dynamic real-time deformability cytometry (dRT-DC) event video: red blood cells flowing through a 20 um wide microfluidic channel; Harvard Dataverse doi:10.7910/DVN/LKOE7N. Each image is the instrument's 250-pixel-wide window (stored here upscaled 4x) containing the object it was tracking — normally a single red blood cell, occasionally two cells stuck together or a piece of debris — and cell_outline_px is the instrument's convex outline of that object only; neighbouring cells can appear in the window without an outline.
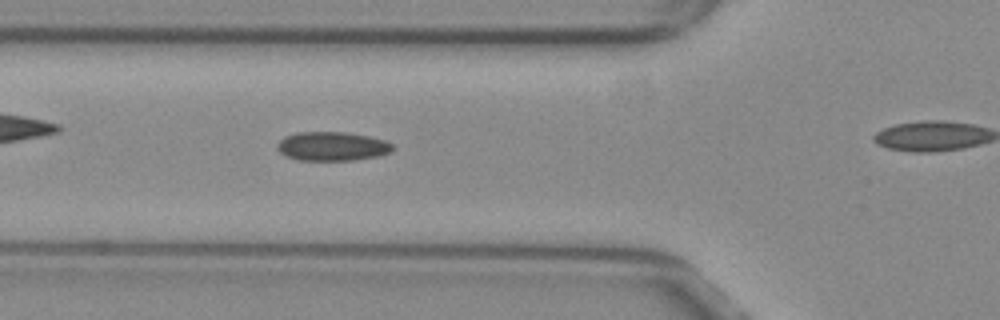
{"species": "common noctule bat (a hibernating species)", "species_latin": "Nyctalus noctula", "temperature_condition": "warm", "stored_images_in_passage": 25, "camera_frame_rate_fps": 3000, "um_per_image_px": 0.085, "animal": {"sex": "female", "body_mass_g": 29.2, "forearm_length_mm": 56.3}, "frame": {"image": 1, "passage_image": 8, "time_ms": 2.333, "image_size_px": [1000, 320], "cell_outline_px": [[392, 152], [380, 156], [356, 160], [296, 160], [284, 156], [276, 148], [276, 144], [284, 136], [296, 132], [344, 132], [368, 136], [384, 140], [392, 144]], "centroid_in_image_um": [28.2, 12.44], "position_along_channel_um": 97.6, "area_um2": 19.71}}
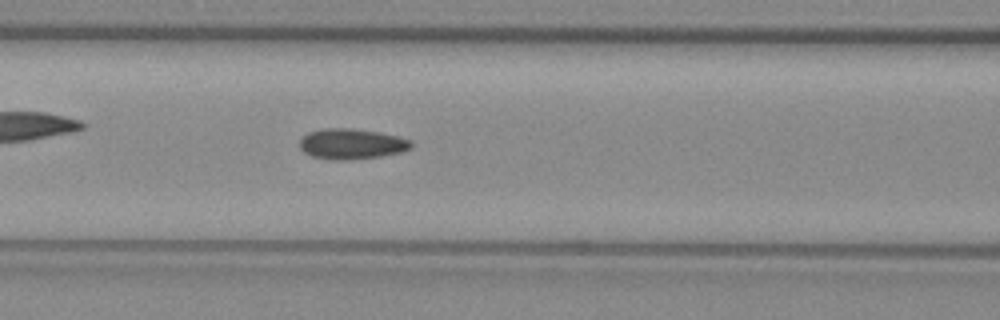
{"frame": {"image": 2, "passage_image": 11, "time_ms": 3.333, "image_size_px": [1000, 320], "cell_outline_px": [[412, 148], [400, 152], [380, 156], [352, 160], [332, 160], [312, 156], [304, 152], [300, 148], [300, 140], [308, 132], [324, 128], [352, 128], [380, 132], [412, 140]], "centroid_in_image_um": [29.89, 12.23], "position_along_channel_um": 136.7, "area_um2": 19.88}}
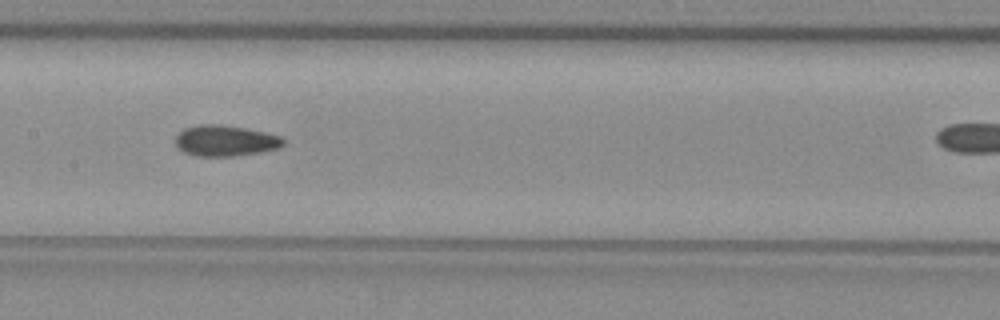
{"frame": {"image": 3, "passage_image": 15, "time_ms": 4.667, "image_size_px": [1000, 320], "cell_outline_px": [[284, 144], [280, 148], [260, 152], [232, 156], [196, 156], [184, 152], [176, 148], [176, 136], [184, 128], [200, 124], [220, 124], [244, 128], [264, 132], [280, 136], [284, 140]], "centroid_in_image_um": [19.13, 11.96], "position_along_channel_um": 188.3, "area_um2": 19.42}}